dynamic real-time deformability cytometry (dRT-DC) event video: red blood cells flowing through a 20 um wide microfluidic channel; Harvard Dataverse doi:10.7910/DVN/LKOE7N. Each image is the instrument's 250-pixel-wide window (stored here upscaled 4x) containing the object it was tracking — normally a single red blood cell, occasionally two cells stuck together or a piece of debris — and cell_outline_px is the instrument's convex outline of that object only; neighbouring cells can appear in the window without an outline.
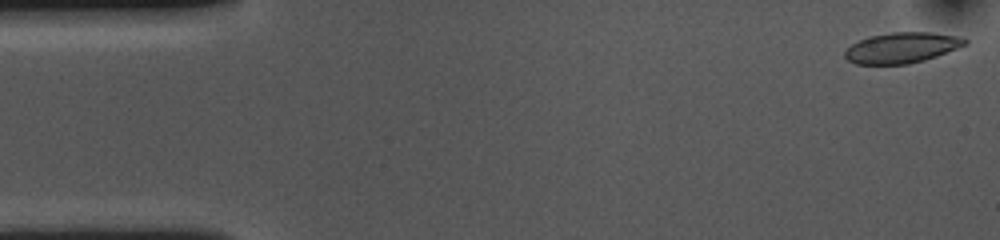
{"species": "common noctule bat (a hibernating species)", "species_latin": "Nyctalus noctula", "temperature_condition": "cold", "stored_images_in_passage": 54, "camera_frame_rate_fps": 3000, "um_per_image_px": 0.085, "animal": {"sex": "female", "body_mass_g": 10.0, "forearm_length_mm": 53.1}, "frame": {"image": 1, "passage_image": 1, "time_ms": 0.0, "image_size_px": [1000, 240], "cell_outline_px": [[968, 44], [936, 56], [924, 60], [908, 64], [856, 64], [848, 60], [844, 56], [844, 52], [852, 44], [868, 36], [892, 32], [932, 32], [964, 36], [968, 40]], "centroid_in_image_um": [76.7, 4.04], "position_along_channel_um": 8.3, "area_um2": 21.56}}
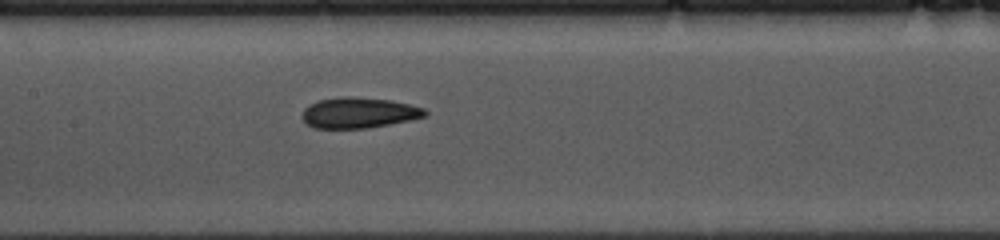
{"frame": {"image": 2, "passage_image": 24, "time_ms": 7.667, "image_size_px": [1000, 240], "cell_outline_px": [[428, 116], [368, 128], [312, 128], [300, 116], [304, 108], [308, 104], [316, 100], [344, 96], [352, 96], [392, 100], [424, 108], [428, 112]], "centroid_in_image_um": [30.46, 9.57], "position_along_channel_um": 176.9, "area_um2": 22.14}}
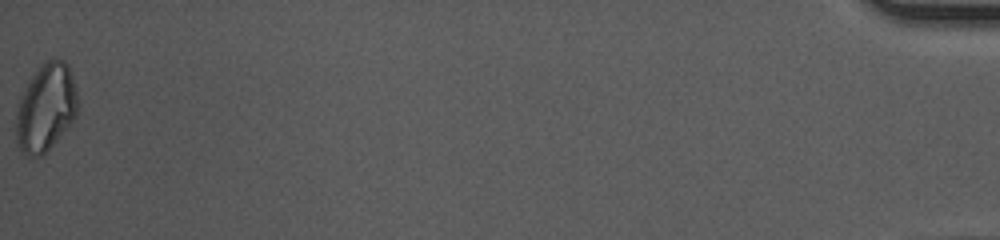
{"frame": {"image": 3, "passage_image": 54, "time_ms": 17.667, "image_size_px": [1000, 240], "cell_outline_px": [[76, 116], [44, 156], [28, 156], [20, 148], [16, 140], [16, 112], [20, 100], [28, 80], [40, 64], [52, 56], [64, 60], [68, 64], [76, 88]], "centroid_in_image_um": [3.89, 9.12], "position_along_channel_um": 431.3, "area_um2": 31.5}, "authors_computed_cell_mechanics": {"area_um2": 22.0507, "velocity_mm_per_s": 3.6061, "shape_relaxation_time_tau1_ms": 6.9413, "shape_relaxation_time_tau2_ms": 6.148, "deformation_change_tau1": 0.136, "deformation_change_tau2": 0.1195}}